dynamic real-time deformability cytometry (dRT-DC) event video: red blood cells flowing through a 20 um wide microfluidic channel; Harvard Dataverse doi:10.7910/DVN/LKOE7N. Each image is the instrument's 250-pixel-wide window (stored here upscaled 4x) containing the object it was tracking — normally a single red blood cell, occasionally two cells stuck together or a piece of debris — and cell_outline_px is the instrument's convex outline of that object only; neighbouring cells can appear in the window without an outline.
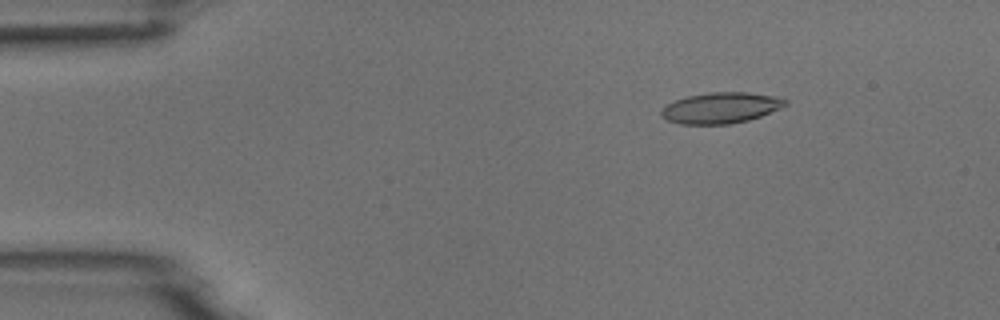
{"species": "common noctule bat (a hibernating species)", "species_latin": "Nyctalus noctula", "temperature_condition": "room temperature", "stored_images_in_passage": 6, "camera_frame_rate_fps": 3000, "um_per_image_px": 0.085, "animal": {"sex": "male", "body_mass_g": 18.8}, "frame": {"image": 1, "passage_image": 3, "time_ms": 0.667, "image_size_px": [1000, 320], "cell_outline_px": [[788, 104], [780, 108], [760, 116], [748, 120], [728, 124], [680, 124], [668, 120], [660, 112], [660, 108], [676, 100], [688, 96], [708, 92], [748, 92], [784, 96], [788, 100]], "centroid_in_image_um": [61.33, 9.15], "position_along_channel_um": 23.7, "area_um2": 22.48}}
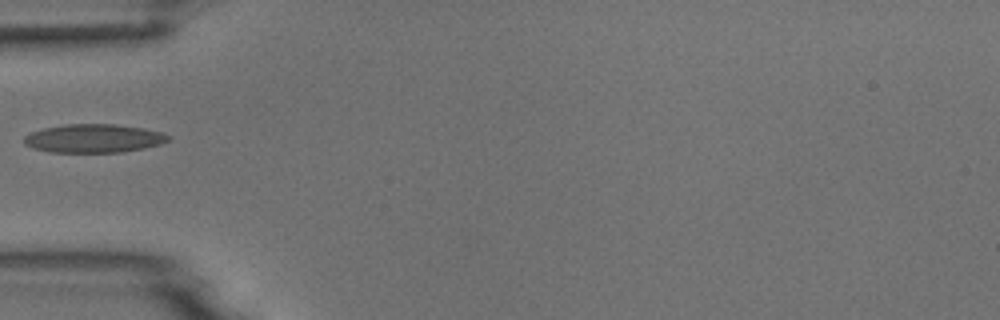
{"frame": {"image": 2, "passage_image": 5, "time_ms": 1.333, "image_size_px": [1000, 320], "cell_outline_px": [[172, 136], [168, 140], [160, 144], [144, 148], [120, 152], [52, 152], [32, 148], [24, 144], [24, 136], [32, 132], [44, 128], [64, 124], [116, 124], [144, 128], [160, 132]], "centroid_in_image_um": [7.96, 11.76], "position_along_channel_um": 77.0, "area_um2": 23.93}}